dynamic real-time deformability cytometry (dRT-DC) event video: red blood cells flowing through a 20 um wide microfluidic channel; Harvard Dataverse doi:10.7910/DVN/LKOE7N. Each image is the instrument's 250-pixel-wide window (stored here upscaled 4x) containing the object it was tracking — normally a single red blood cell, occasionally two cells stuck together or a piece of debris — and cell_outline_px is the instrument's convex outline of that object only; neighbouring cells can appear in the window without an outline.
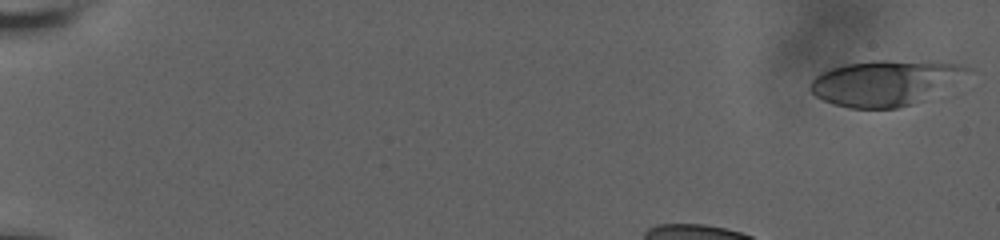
{"species": "human", "species_latin": "Homo sapiens", "temperature_condition": "room temperature", "stored_images_in_passage": 28, "camera_frame_rate_fps": 3000, "um_per_image_px": 0.085, "donor": {"sex": "male"}, "frame": {"image": 1, "passage_image": 1, "time_ms": 0.0, "image_size_px": [1000, 240], "cell_outline_px": [[972, 68], [924, 100], [912, 104], [896, 108], [848, 108], [832, 104], [816, 96], [808, 88], [808, 84], [820, 72], [844, 64], [872, 60], [932, 60], [956, 64]], "centroid_in_image_um": [75.13, 7.02], "position_along_channel_um": 9.9, "area_um2": 41.33}}
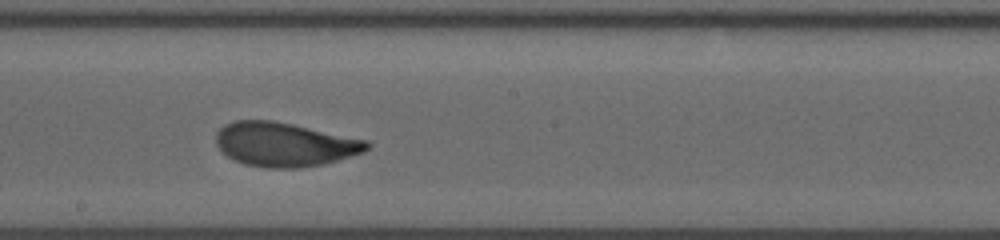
{"frame": {"image": 2, "passage_image": 14, "time_ms": 9.0, "image_size_px": [1000, 240], "cell_outline_px": [[372, 144], [364, 152], [324, 164], [300, 168], [268, 168], [244, 164], [228, 156], [216, 144], [216, 132], [224, 124], [236, 120], [272, 120], [292, 124], [368, 140]], "centroid_in_image_um": [24.2, 12.27], "position_along_channel_um": 224.0, "area_um2": 38.73}}
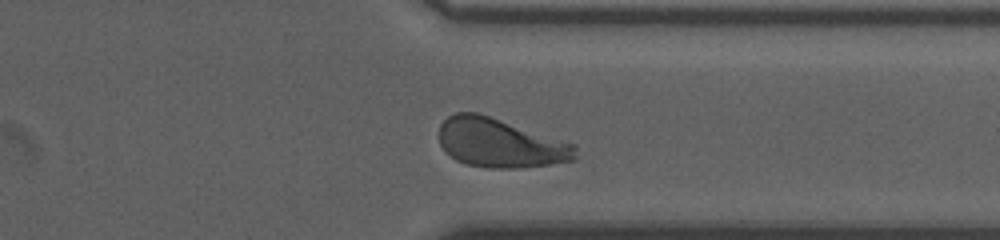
{"frame": {"image": 3, "passage_image": 25, "time_ms": 13.0, "image_size_px": [1000, 240], "cell_outline_px": [[576, 160], [548, 164], [516, 168], [488, 168], [464, 164], [456, 160], [444, 152], [440, 144], [440, 124], [448, 116], [456, 112], [476, 112], [576, 144]], "centroid_in_image_um": [42.49, 12.16], "position_along_channel_um": 368.9, "area_um2": 38.9}, "authors_computed_cell_mechanics": {"area_um2": 38.7549, "velocity_mm_per_s": 3.6115, "shape_relaxation_time_tau1_ms": 2.9017, "shape_relaxation_time_tau2_ms": 0.8421, "deformation_change_tau1": 0.1322, "deformation_change_tau2": 0.0543}}